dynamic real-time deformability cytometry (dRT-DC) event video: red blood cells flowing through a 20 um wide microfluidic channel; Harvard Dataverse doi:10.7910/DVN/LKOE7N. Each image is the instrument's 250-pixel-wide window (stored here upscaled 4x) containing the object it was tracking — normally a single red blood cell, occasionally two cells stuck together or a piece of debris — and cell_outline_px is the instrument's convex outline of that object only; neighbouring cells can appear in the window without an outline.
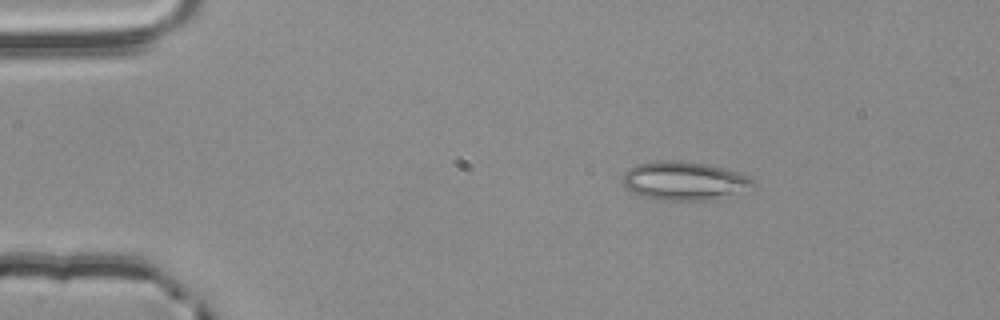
{"species": "common noctule bat (a hibernating species)", "species_latin": "Nyctalus noctula", "temperature_condition": "room temperature", "stored_images_in_passage": 3, "camera_frame_rate_fps": 3000, "um_per_image_px": 0.085, "animal": {"sex": "male", "body_mass_g": 20.4}, "frame": {"image": 1, "passage_image": 1, "time_ms": 0.0, "image_size_px": [1000, 320], "cell_outline_px": [[756, 184], [708, 200], [664, 200], [640, 196], [632, 192], [620, 180], [624, 172], [628, 168], [636, 164], [660, 160], [684, 160], [708, 164], [740, 172], [756, 180]], "centroid_in_image_um": [58.07, 15.33], "position_along_channel_um": 26.9, "area_um2": 29.13}}
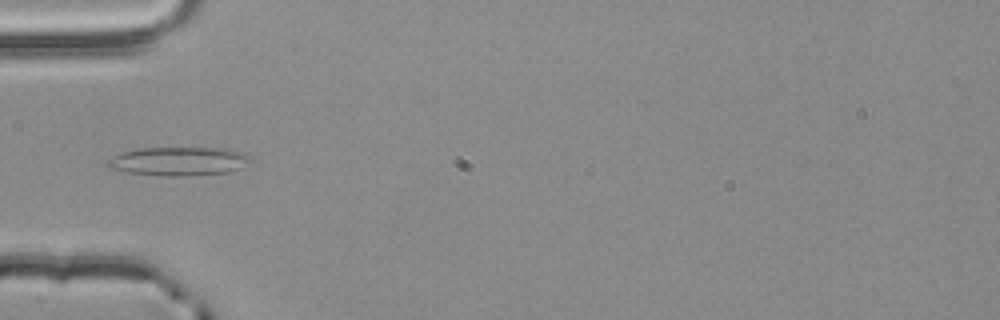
{"frame": {"image": 2, "passage_image": 3, "time_ms": 0.667, "image_size_px": [1000, 320], "cell_outline_px": [[252, 160], [228, 172], [188, 176], [160, 176], [128, 172], [108, 168], [108, 160], [112, 156], [124, 152], [140, 148], [216, 148], [244, 152]], "centroid_in_image_um": [15.14, 13.71], "position_along_channel_um": 69.9, "area_um2": 23.58}}